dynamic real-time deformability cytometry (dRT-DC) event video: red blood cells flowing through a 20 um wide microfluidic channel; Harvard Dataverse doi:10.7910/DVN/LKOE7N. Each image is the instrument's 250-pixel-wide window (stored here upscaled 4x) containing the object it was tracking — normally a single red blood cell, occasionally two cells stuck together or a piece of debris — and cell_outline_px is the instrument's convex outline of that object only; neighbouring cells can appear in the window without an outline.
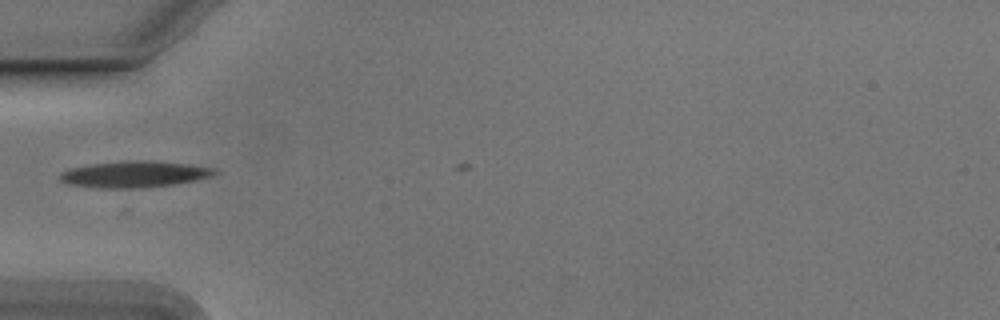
{"species": "Egyptian fruit bat (a non-hibernating species)", "species_latin": "Rousettus aegyptiacus", "temperature_condition": "cold", "stored_images_in_passage": 3, "camera_frame_rate_fps": 3000, "um_per_image_px": 0.085, "animal": {"sex": "male"}, "frame": {"image": 1, "passage_image": 1, "time_ms": 0.0, "image_size_px": [1000, 320], "cell_outline_px": [[220, 172], [212, 176], [196, 180], [172, 184], [140, 188], [100, 188], [68, 184], [60, 180], [60, 172], [72, 168], [92, 164], [120, 160], [152, 160], [188, 164], [216, 168]], "centroid_in_image_um": [11.45, 14.8], "position_along_channel_um": 73.5, "area_um2": 23.93}}